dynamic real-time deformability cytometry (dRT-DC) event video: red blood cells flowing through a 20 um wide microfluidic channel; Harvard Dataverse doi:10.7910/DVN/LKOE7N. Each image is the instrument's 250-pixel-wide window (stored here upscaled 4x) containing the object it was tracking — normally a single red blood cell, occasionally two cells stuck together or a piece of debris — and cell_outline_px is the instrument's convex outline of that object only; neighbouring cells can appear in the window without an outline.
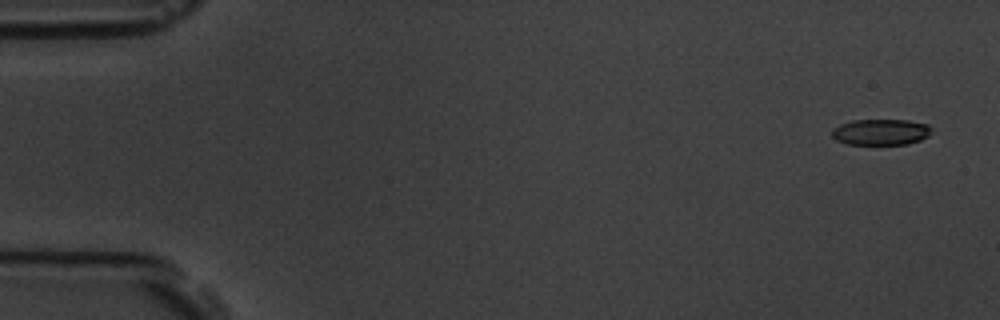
{"species": "common noctule bat (a hibernating species)", "species_latin": "Nyctalus noctula", "temperature_condition": "room temperature", "stored_images_in_passage": 4, "camera_frame_rate_fps": 3000, "um_per_image_px": 0.085, "animal": {"sex": "male", "body_mass_g": 19.5, "forearm_length_mm": 54.6}, "frame": {"image": 1, "passage_image": 1, "time_ms": 0.0, "image_size_px": [1000, 320], "cell_outline_px": [[932, 128], [928, 136], [920, 140], [908, 144], [848, 144], [836, 140], [832, 136], [832, 128], [840, 124], [852, 120], [908, 120], [928, 124]], "centroid_in_image_um": [74.86, 11.22], "position_along_channel_um": 10.1, "area_um2": 15.14}}
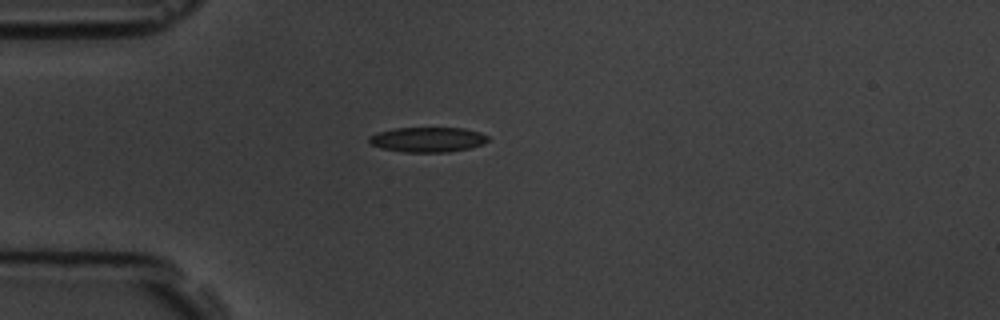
{"frame": {"image": 2, "passage_image": 4, "time_ms": 4.333, "image_size_px": [1000, 320], "cell_outline_px": [[488, 140], [484, 144], [468, 148], [448, 152], [404, 152], [380, 148], [372, 144], [368, 140], [368, 136], [376, 132], [396, 128], [464, 128], [480, 132], [488, 136]], "centroid_in_image_um": [36.34, 11.86], "position_along_channel_um": 48.7, "area_um2": 17.34}}